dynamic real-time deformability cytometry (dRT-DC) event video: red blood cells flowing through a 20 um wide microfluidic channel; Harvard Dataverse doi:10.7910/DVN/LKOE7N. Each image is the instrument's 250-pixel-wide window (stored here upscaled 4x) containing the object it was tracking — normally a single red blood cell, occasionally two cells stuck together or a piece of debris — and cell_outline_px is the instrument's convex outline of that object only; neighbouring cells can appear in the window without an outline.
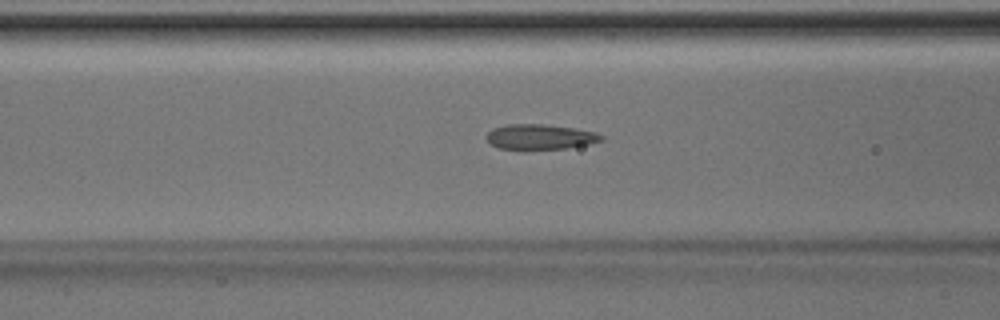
{"species": "Egyptian fruit bat (a non-hibernating species)", "species_latin": "Rousettus aegyptiacus", "temperature_condition": "room temperature", "stored_images_in_passage": 42, "camera_frame_rate_fps": 3000, "um_per_image_px": 0.085, "animal": {"sex": "male"}, "frame": {"image": 1, "passage_image": 13, "time_ms": 4.0, "image_size_px": [1000, 320], "cell_outline_px": [[604, 140], [592, 144], [568, 148], [500, 148], [492, 144], [488, 140], [488, 132], [492, 128], [508, 124], [544, 124], [576, 128], [596, 132], [604, 136]], "centroid_in_image_um": [46.0, 11.61], "position_along_channel_um": 120.6, "area_um2": 16.65}}
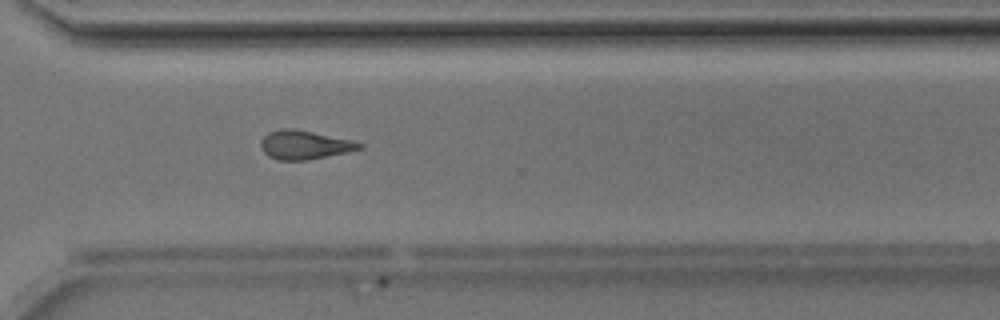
{"frame": {"image": 2, "passage_image": 29, "time_ms": 9.333, "image_size_px": [1000, 320], "cell_outline_px": [[364, 148], [348, 152], [308, 160], [280, 160], [268, 156], [260, 148], [260, 140], [268, 132], [280, 128], [292, 128], [352, 140], [364, 144]], "centroid_in_image_um": [25.87, 12.31], "position_along_channel_um": 344.7, "area_um2": 16.65}}
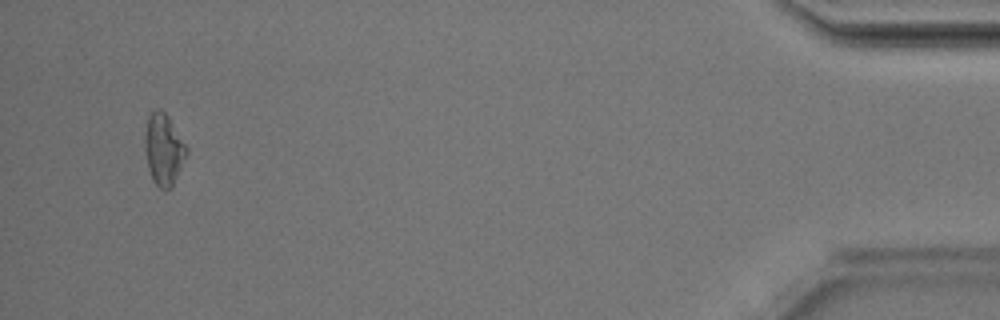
{"frame": {"image": 3, "passage_image": 40, "time_ms": 13.0, "image_size_px": [1000, 320], "cell_outline_px": [[188, 152], [172, 188], [164, 192], [152, 180], [148, 168], [144, 148], [144, 136], [148, 116], [156, 108], [160, 108], [168, 116], [188, 148]], "centroid_in_image_um": [13.9, 12.72], "position_along_channel_um": 421.3, "area_um2": 17.57}, "authors_computed_cell_mechanics": {"area_um2": 16.8487, "velocity_mm_per_s": 4.2016, "shape_relaxation_time_tau1_ms": 4.2197, "shape_relaxation_time_tau2_ms": 2.5005, "deformation_change_tau1": 0.1096, "deformation_change_tau2": 0.0981}}